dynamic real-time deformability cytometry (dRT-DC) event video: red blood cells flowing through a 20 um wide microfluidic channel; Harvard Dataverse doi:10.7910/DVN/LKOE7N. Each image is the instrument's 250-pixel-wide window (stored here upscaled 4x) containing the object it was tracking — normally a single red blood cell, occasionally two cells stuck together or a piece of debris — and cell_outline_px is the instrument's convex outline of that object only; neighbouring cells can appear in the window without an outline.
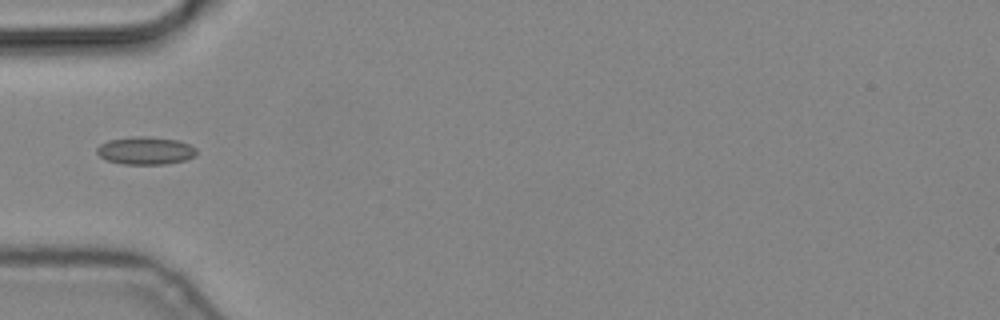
{"species": "common noctule bat (a hibernating species)", "species_latin": "Nyctalus noctula", "temperature_condition": "cold", "stored_images_in_passage": 7, "camera_frame_rate_fps": 3000, "um_per_image_px": 0.085, "animal": {"sex": "male", "body_mass_g": 19.2, "forearm_length_mm": 51.8}, "frame": {"image": 1, "passage_image": 6, "time_ms": 1.667, "image_size_px": [1000, 320], "cell_outline_px": [[196, 156], [184, 160], [164, 164], [124, 164], [108, 160], [100, 156], [96, 152], [96, 148], [100, 144], [108, 140], [136, 136], [144, 136], [176, 140], [188, 144], [196, 148]], "centroid_in_image_um": [12.35, 12.8], "position_along_channel_um": 72.6, "area_um2": 15.95}}
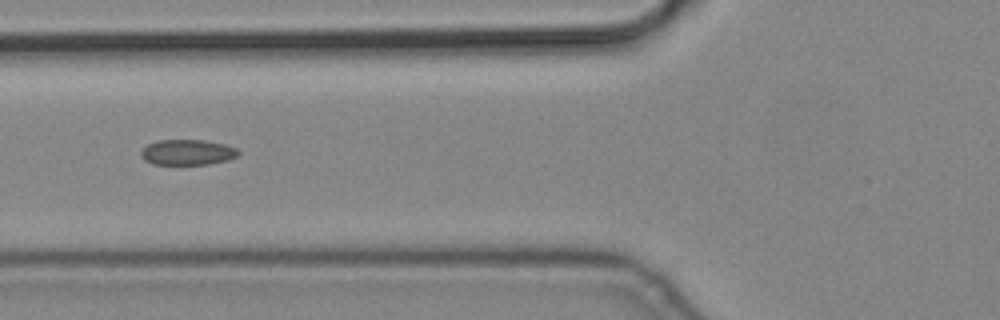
{"frame": {"image": 2, "passage_image": 7, "time_ms": 2.0, "image_size_px": [1000, 320], "cell_outline_px": [[240, 152], [236, 156], [228, 160], [208, 164], [152, 164], [144, 160], [140, 156], [140, 152], [148, 144], [156, 140], [204, 140], [224, 144], [236, 148]], "centroid_in_image_um": [15.91, 12.94], "position_along_channel_um": 109.9, "area_um2": 14.45}}